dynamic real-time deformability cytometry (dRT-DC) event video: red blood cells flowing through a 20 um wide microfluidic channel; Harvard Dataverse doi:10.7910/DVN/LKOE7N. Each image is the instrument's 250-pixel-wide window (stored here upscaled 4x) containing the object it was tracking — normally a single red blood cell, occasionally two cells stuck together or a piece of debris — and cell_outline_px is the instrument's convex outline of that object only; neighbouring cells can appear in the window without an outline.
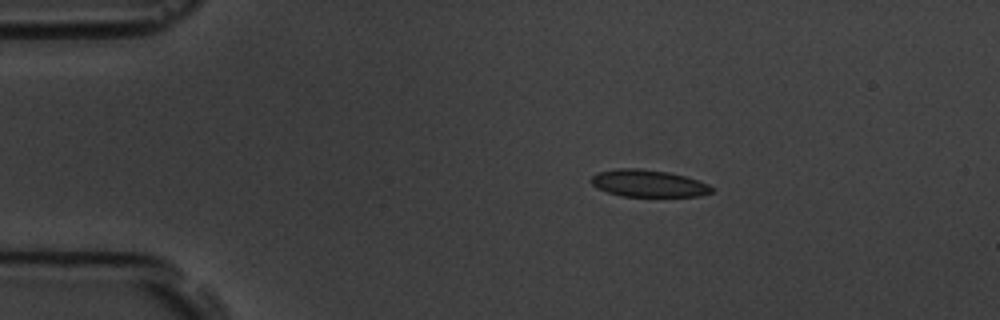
{"species": "common noctule bat (a hibernating species)", "species_latin": "Nyctalus noctula", "temperature_condition": "room temperature", "stored_images_in_passage": 5, "camera_frame_rate_fps": 3000, "um_per_image_px": 0.085, "animal": {"sex": "male", "body_mass_g": 19.5, "forearm_length_mm": 54.6}, "frame": {"image": 1, "passage_image": 3, "time_ms": 2.333, "image_size_px": [1000, 320], "cell_outline_px": [[712, 192], [700, 196], [620, 196], [596, 188], [588, 180], [596, 172], [616, 168], [636, 168], [668, 172], [684, 176], [708, 184], [712, 188]], "centroid_in_image_um": [55.03, 15.58], "position_along_channel_um": 30.0, "area_um2": 19.02}}